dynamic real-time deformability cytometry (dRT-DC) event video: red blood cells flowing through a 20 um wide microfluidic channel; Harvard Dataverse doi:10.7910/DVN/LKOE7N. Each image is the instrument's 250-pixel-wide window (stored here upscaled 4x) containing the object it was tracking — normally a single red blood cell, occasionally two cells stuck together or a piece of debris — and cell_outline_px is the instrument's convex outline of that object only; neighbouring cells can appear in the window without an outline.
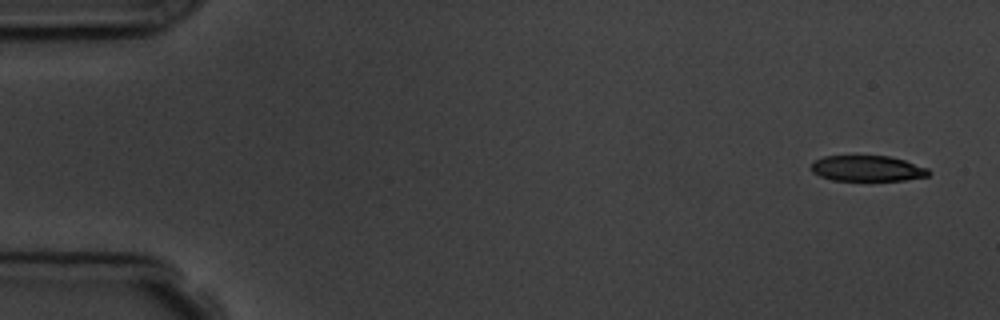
{"species": "common noctule bat (a hibernating species)", "species_latin": "Nyctalus noctula", "temperature_condition": "room temperature", "stored_images_in_passage": 6, "camera_frame_rate_fps": 3000, "um_per_image_px": 0.085, "animal": {"sex": "male", "body_mass_g": 19.5, "forearm_length_mm": 54.6}, "frame": {"image": 1, "passage_image": 1, "time_ms": 0.0, "image_size_px": [1000, 320], "cell_outline_px": [[932, 172], [928, 176], [904, 180], [832, 180], [820, 176], [812, 172], [812, 164], [816, 160], [824, 156], [888, 156], [904, 160], [928, 168]], "centroid_in_image_um": [73.75, 14.32], "position_along_channel_um": 11.3, "area_um2": 17.46}}
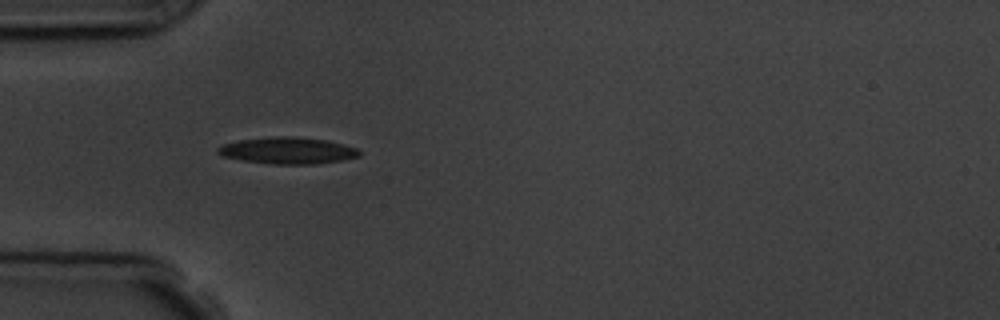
{"frame": {"image": 2, "passage_image": 5, "time_ms": 4.667, "image_size_px": [1000, 320], "cell_outline_px": [[360, 156], [344, 160], [312, 164], [272, 164], [244, 160], [224, 156], [216, 152], [216, 148], [224, 144], [240, 140], [276, 136], [292, 136], [328, 140], [344, 144], [356, 148], [360, 152]], "centroid_in_image_um": [24.49, 12.79], "position_along_channel_um": 60.5, "area_um2": 21.85}}